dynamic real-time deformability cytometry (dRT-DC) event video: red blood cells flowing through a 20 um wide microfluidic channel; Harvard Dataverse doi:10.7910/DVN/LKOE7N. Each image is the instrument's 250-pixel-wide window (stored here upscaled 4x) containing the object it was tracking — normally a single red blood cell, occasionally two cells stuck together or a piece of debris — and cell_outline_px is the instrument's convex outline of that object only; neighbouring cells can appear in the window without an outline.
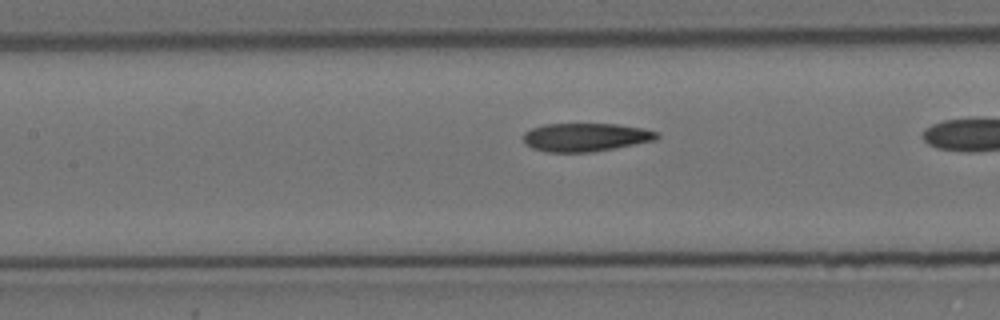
{"species": "Egyptian fruit bat (a non-hibernating species)", "species_latin": "Rousettus aegyptiacus", "temperature_condition": "cold", "stored_images_in_passage": 41, "camera_frame_rate_fps": 3000, "um_per_image_px": 0.085, "animal": {"sex": "female"}, "frame": {"image": 1, "passage_image": 22, "time_ms": 7.0, "image_size_px": [1000, 320], "cell_outline_px": [[660, 136], [656, 140], [592, 152], [544, 152], [532, 148], [524, 144], [524, 132], [532, 128], [544, 124], [616, 124], [640, 128], [656, 132]], "centroid_in_image_um": [49.73, 11.67], "position_along_channel_um": 157.7, "area_um2": 21.96}}
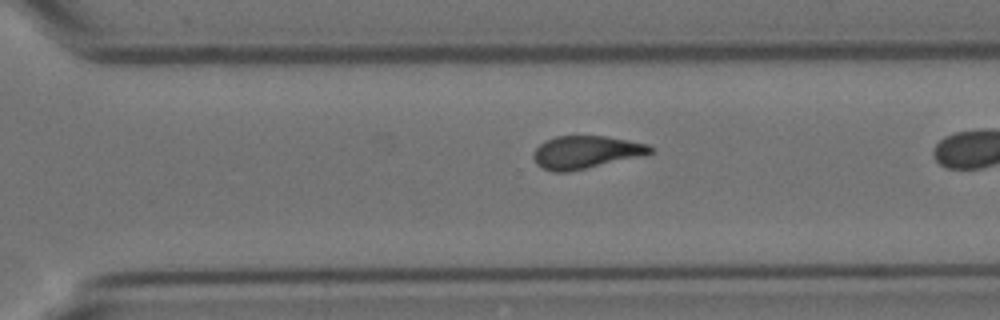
{"frame": {"image": 2, "passage_image": 36, "time_ms": 11.667, "image_size_px": [1000, 320], "cell_outline_px": [[652, 152], [640, 156], [568, 172], [552, 172], [536, 164], [532, 156], [536, 148], [544, 140], [556, 136], [604, 136], [628, 140], [648, 144], [652, 148]], "centroid_in_image_um": [49.75, 12.93], "position_along_channel_um": 320.9, "area_um2": 22.08}}